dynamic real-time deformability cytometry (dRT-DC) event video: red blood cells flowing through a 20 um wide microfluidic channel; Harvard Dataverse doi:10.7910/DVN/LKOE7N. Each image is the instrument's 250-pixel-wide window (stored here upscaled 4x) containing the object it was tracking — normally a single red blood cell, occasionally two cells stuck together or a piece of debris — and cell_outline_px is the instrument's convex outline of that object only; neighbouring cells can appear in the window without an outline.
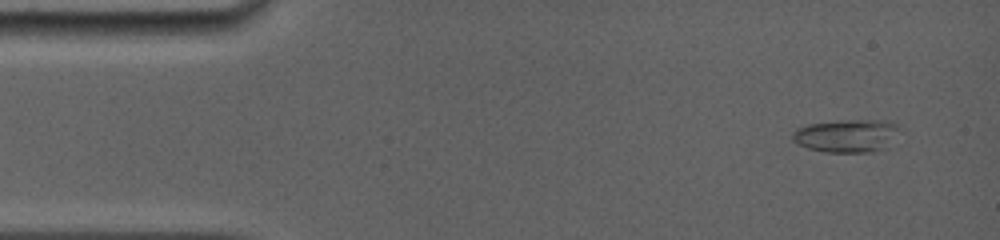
{"species": "common noctule bat (a hibernating species)", "species_latin": "Nyctalus noctula", "temperature_condition": "room temperature", "stored_images_in_passage": 31, "camera_frame_rate_fps": 5000, "um_per_image_px": 0.085, "animal": {"sex": "female", "body_mass_g": 19.0, "forearm_length_mm": 56.7}, "frame": {"image": 1, "passage_image": 2, "time_ms": 0.4, "image_size_px": [1000, 240], "cell_outline_px": [[896, 128], [880, 148], [872, 152], [824, 152], [808, 148], [792, 140], [792, 136], [796, 128], [808, 124], [848, 120], [888, 120], [896, 124]], "centroid_in_image_um": [71.82, 11.52], "position_along_channel_um": 13.2, "area_um2": 19.59}}
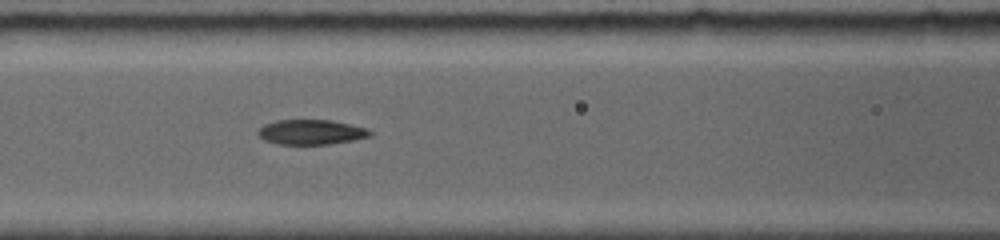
{"frame": {"image": 2, "passage_image": 15, "time_ms": 6.0, "image_size_px": [1000, 240], "cell_outline_px": [[372, 132], [368, 136], [352, 140], [328, 144], [276, 144], [264, 140], [256, 132], [264, 124], [276, 120], [332, 120], [368, 128]], "centroid_in_image_um": [26.41, 11.22], "position_along_channel_um": 140.2, "area_um2": 16.18}}
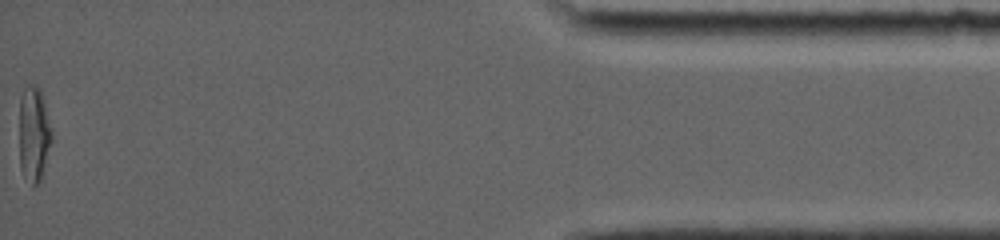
{"frame": {"image": 3, "passage_image": 31, "time_ms": 15.2, "image_size_px": [1000, 240], "cell_outline_px": [[52, 140], [40, 180], [36, 184], [32, 184], [24, 176], [20, 168], [20, 96], [24, 88], [28, 84], [40, 88], [44, 100], [52, 132]], "centroid_in_image_um": [2.88, 11.36], "position_along_channel_um": 432.3, "area_um2": 17.8}, "authors_computed_cell_mechanics": {"area_um2": 17.34, "velocity_mm_per_s": 3.9932, "shape_relaxation_time_tau1_ms": 9.3424, "shape_relaxation_time_tau2_ms": 4.18, "deformation_change_tau1": 0.2686, "deformation_change_tau2": 0.0883}}